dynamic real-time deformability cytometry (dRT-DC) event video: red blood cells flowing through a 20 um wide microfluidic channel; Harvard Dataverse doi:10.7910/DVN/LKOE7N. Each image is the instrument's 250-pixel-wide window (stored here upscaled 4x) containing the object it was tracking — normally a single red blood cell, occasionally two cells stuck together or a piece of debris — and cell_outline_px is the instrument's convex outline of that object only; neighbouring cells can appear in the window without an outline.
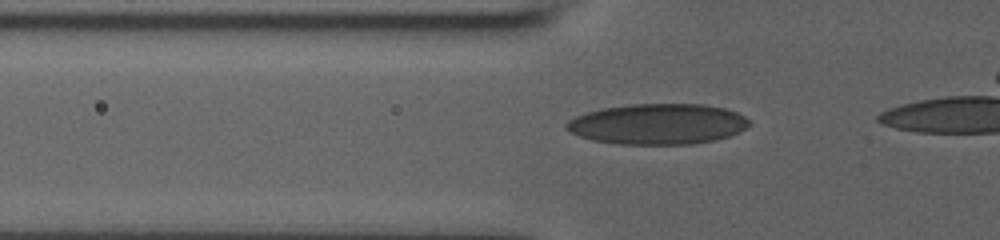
{"species": "human", "species_latin": "Homo sapiens", "temperature_condition": "room temperature", "stored_images_in_passage": 32, "camera_frame_rate_fps": 3000, "um_per_image_px": 0.085, "donor": {"sex": "male"}, "frame": {"image": 1, "passage_image": 4, "time_ms": 1.0, "image_size_px": [1000, 240], "cell_outline_px": [[752, 124], [740, 132], [716, 140], [692, 144], [620, 144], [592, 140], [580, 136], [564, 128], [564, 124], [568, 120], [584, 112], [600, 108], [632, 104], [704, 104], [724, 108], [736, 112], [744, 116]], "centroid_in_image_um": [55.9, 10.54], "position_along_channel_um": 69.9, "area_um2": 43.52}}
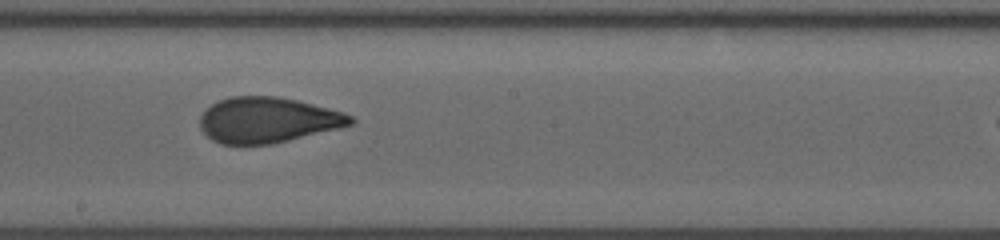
{"frame": {"image": 2, "passage_image": 16, "time_ms": 5.0, "image_size_px": [1000, 240], "cell_outline_px": [[356, 120], [352, 124], [340, 128], [272, 144], [220, 144], [212, 140], [200, 128], [200, 116], [204, 108], [220, 100], [232, 96], [280, 96], [344, 112], [352, 116]], "centroid_in_image_um": [22.74, 10.2], "position_along_channel_um": 225.5, "area_um2": 40.06}}
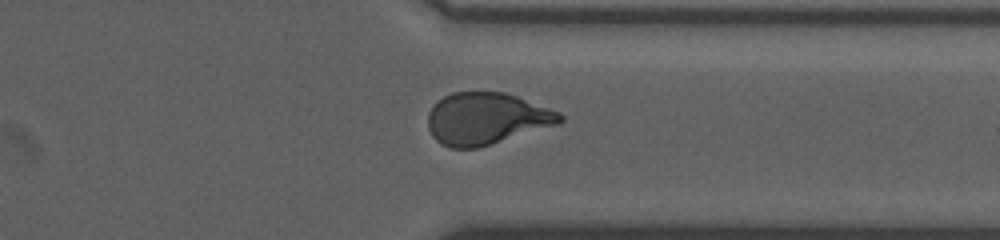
{"frame": {"image": 3, "passage_image": 27, "time_ms": 8.667, "image_size_px": [1000, 240], "cell_outline_px": [[564, 120], [560, 124], [476, 148], [448, 148], [440, 144], [432, 136], [428, 128], [428, 112], [436, 100], [452, 92], [504, 92], [516, 96], [560, 112], [564, 116]], "centroid_in_image_um": [41.33, 10.08], "position_along_channel_um": 370.1, "area_um2": 40.06}}